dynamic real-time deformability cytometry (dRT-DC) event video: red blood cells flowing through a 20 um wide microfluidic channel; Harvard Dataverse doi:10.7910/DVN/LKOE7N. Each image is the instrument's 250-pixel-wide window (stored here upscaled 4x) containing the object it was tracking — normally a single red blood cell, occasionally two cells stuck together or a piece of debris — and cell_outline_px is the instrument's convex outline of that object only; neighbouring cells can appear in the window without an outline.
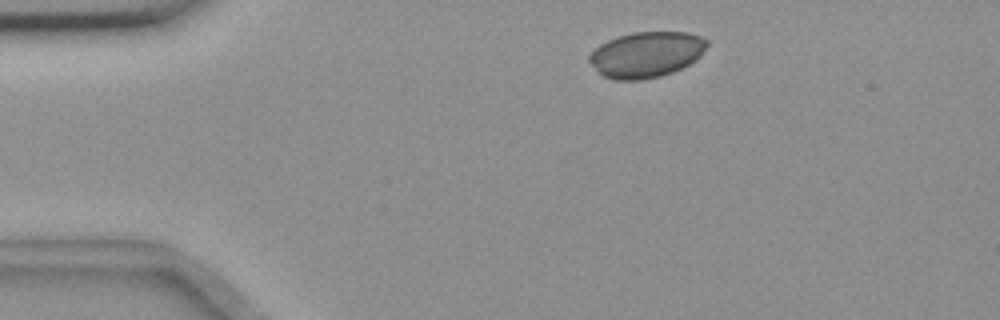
{"species": "common noctule bat (a hibernating species)", "species_latin": "Nyctalus noctula", "temperature_condition": "room temperature", "stored_images_in_passage": 3, "camera_frame_rate_fps": 3000, "um_per_image_px": 0.085, "animal": {"sex": "female", "body_mass_g": 18.4}, "frame": {"image": 1, "passage_image": 2, "time_ms": 1.0, "image_size_px": [1000, 320], "cell_outline_px": [[708, 44], [700, 56], [696, 60], [672, 72], [660, 76], [640, 80], [616, 80], [604, 76], [596, 72], [588, 60], [588, 56], [600, 44], [616, 36], [632, 32], [688, 32], [700, 36], [708, 40]], "centroid_in_image_um": [54.92, 4.63], "position_along_channel_um": 30.1, "area_um2": 31.44}}